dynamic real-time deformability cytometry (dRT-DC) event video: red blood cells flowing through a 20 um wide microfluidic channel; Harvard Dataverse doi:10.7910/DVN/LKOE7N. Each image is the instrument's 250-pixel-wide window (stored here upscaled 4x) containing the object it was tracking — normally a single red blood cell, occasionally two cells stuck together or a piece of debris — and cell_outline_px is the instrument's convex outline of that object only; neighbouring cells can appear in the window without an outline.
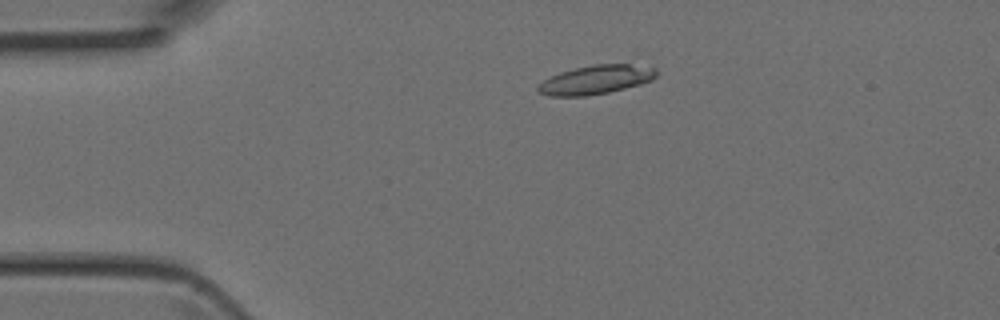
{"species": "Egyptian fruit bat (a non-hibernating species)", "species_latin": "Rousettus aegyptiacus", "temperature_condition": "room temperature", "stored_images_in_passage": 3, "segment_of_instrument_passage": [1, 2], "camera_frame_rate_fps": 3000, "um_per_image_px": 0.085, "animal": {"sex": "female"}, "frame": {"image": 1, "passage_image": 1, "time_ms": 0.0, "image_size_px": [1000, 320], "cell_outline_px": [[656, 76], [652, 80], [640, 84], [608, 92], [588, 96], [548, 96], [536, 92], [536, 88], [544, 80], [560, 72], [576, 68], [596, 64], [628, 64], [656, 68]], "centroid_in_image_um": [50.62, 6.79], "position_along_channel_um": 34.4, "area_um2": 19.77}}